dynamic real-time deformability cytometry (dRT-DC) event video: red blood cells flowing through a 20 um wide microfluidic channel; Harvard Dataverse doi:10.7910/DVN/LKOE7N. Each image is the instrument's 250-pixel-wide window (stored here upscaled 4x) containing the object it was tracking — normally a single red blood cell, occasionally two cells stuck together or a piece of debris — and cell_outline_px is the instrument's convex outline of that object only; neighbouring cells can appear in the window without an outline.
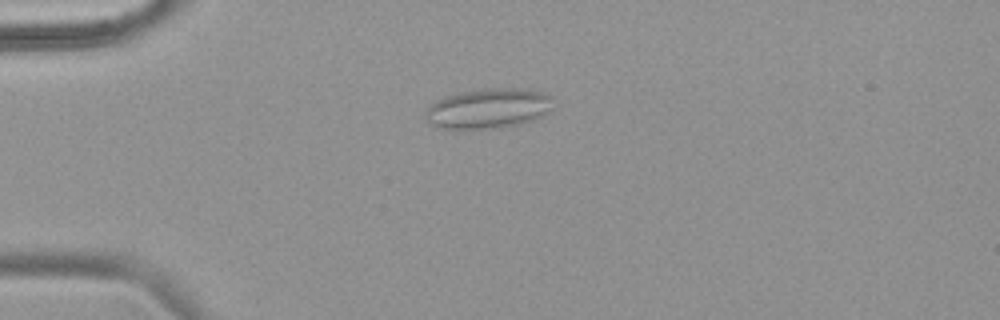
{"species": "common noctule bat (a hibernating species)", "species_latin": "Nyctalus noctula", "temperature_condition": "warm", "stored_images_in_passage": 55, "camera_frame_rate_fps": 3000, "um_per_image_px": 0.085, "animal": {"sex": "female", "body_mass_g": 18.4}, "frame": {"image": 1, "passage_image": 15, "time_ms": 4.667, "image_size_px": [1000, 320], "cell_outline_px": [[552, 108], [544, 116], [520, 124], [496, 128], [440, 128], [432, 124], [424, 116], [424, 112], [436, 100], [444, 96], [460, 92], [484, 88], [528, 88], [544, 92], [552, 96]], "centroid_in_image_um": [41.55, 9.19], "position_along_channel_um": 43.4, "area_um2": 30.0}}
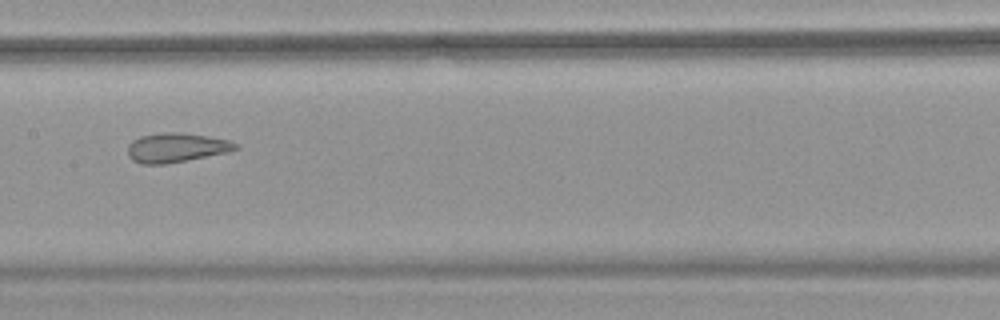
{"frame": {"image": 2, "passage_image": 29, "time_ms": 9.333, "image_size_px": [1000, 320], "cell_outline_px": [[240, 148], [228, 152], [164, 164], [140, 164], [132, 160], [128, 156], [128, 144], [132, 140], [140, 136], [164, 132], [180, 132], [208, 136], [228, 140], [236, 144]], "centroid_in_image_um": [14.95, 12.54], "position_along_channel_um": 192.5, "area_um2": 18.38}}
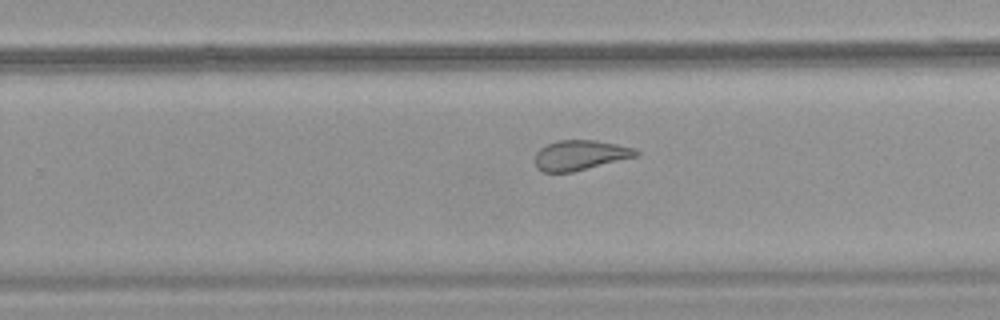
{"frame": {"image": 3, "passage_image": 36, "time_ms": 11.667, "image_size_px": [1000, 320], "cell_outline_px": [[640, 156], [572, 172], [544, 172], [536, 168], [536, 152], [540, 148], [548, 144], [560, 140], [596, 140], [636, 148], [640, 152]], "centroid_in_image_um": [49.37, 13.19], "position_along_channel_um": 280.4, "area_um2": 17.74}, "authors_computed_cell_mechanics": {"area_um2": 23.7558, "velocity_mm_per_s": 3.7969, "shape_relaxation_time_tau1_ms": null, "shape_relaxation_time_tau2_ms": 1.2756, "deformation_change_tau1": null, "deformation_change_tau2": 0.1002}}